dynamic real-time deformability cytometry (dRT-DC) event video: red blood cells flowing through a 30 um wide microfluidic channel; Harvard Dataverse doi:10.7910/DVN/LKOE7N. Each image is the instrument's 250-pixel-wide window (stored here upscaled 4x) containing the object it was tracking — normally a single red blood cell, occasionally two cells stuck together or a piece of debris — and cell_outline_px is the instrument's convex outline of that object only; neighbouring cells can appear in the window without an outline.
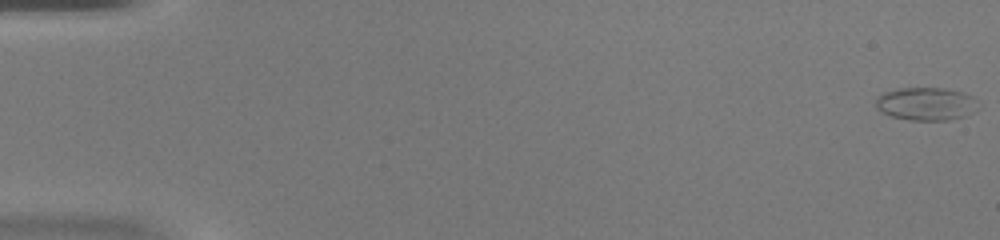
{"species": "common noctule bat (a hibernating species)", "species_latin": "Nyctalus noctula", "temperature_condition": "warm", "stored_images_in_passage": 48, "camera_frame_rate_fps": 3000, "um_per_image_px": 0.085, "animal": {"sex": "female", "body_mass_g": 20.0, "forearm_length_mm": 54.0}, "frame": {"image": 1, "passage_image": 1, "time_ms": 0.0, "image_size_px": [1000, 240], "cell_outline_px": [[980, 108], [964, 116], [948, 120], [908, 120], [892, 116], [876, 108], [876, 100], [884, 92], [900, 88], [944, 88], [964, 92], [972, 96], [976, 100]], "centroid_in_image_um": [78.76, 8.82], "position_along_channel_um": 6.2, "area_um2": 19.65}}
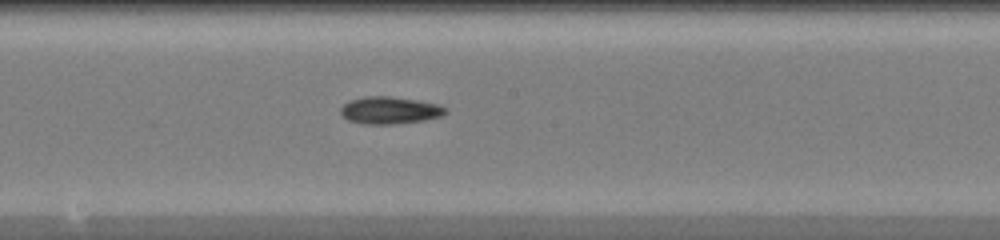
{"frame": {"image": 2, "passage_image": 27, "time_ms": 8.667, "image_size_px": [1000, 240], "cell_outline_px": [[448, 112], [444, 116], [424, 120], [392, 124], [364, 124], [348, 120], [340, 112], [340, 108], [348, 100], [364, 96], [388, 96], [416, 100], [440, 104], [448, 108]], "centroid_in_image_um": [33.16, 9.37], "position_along_channel_um": 215.0, "area_um2": 16.82}}
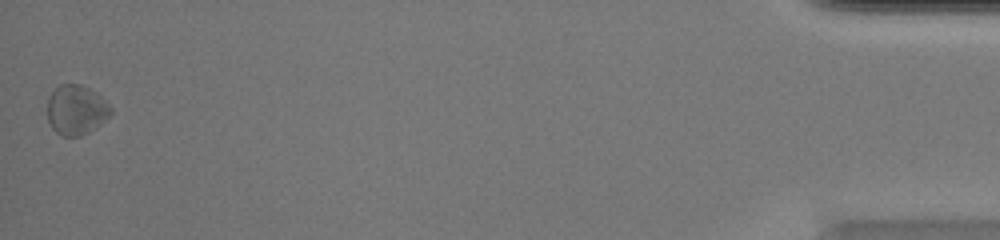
{"frame": {"image": 3, "passage_image": 48, "time_ms": 15.667, "image_size_px": [1000, 240], "cell_outline_px": [[112, 112], [96, 128], [80, 136], [60, 136], [52, 128], [48, 120], [48, 96], [60, 84], [80, 84], [96, 92], [112, 108]], "centroid_in_image_um": [6.46, 9.35], "position_along_channel_um": 428.7, "area_um2": 18.32}}